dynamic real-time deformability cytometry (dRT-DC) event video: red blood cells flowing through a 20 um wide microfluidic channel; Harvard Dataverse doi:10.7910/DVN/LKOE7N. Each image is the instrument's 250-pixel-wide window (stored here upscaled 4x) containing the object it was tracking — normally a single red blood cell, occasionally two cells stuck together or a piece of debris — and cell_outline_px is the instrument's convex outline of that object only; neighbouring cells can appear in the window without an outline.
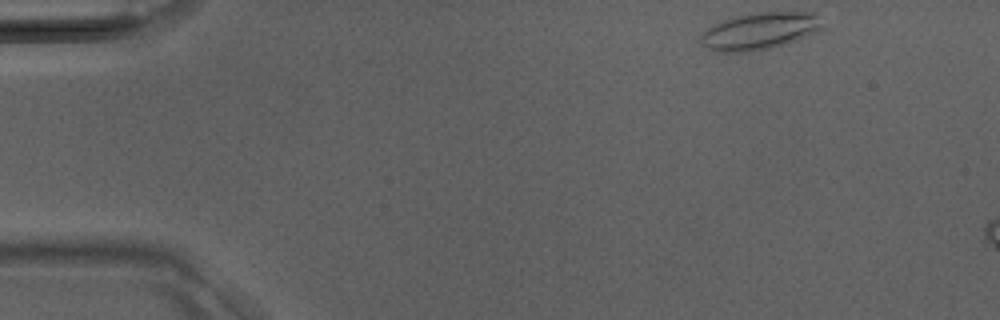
{"species": "Egyptian fruit bat (a non-hibernating species)", "species_latin": "Rousettus aegyptiacus", "temperature_condition": "room temperature", "stored_images_in_passage": 6, "camera_frame_rate_fps": 3000, "um_per_image_px": 0.085, "animal": {"sex": "male"}, "frame": {"image": 1, "passage_image": 1, "time_ms": 0.0, "image_size_px": [1000, 320], "cell_outline_px": [[824, 28], [796, 40], [768, 48], [748, 52], [712, 52], [704, 48], [700, 44], [700, 36], [708, 28], [724, 20], [736, 16], [756, 12], [816, 12]], "centroid_in_image_um": [64.54, 2.64], "position_along_channel_um": 20.5, "area_um2": 26.18}}